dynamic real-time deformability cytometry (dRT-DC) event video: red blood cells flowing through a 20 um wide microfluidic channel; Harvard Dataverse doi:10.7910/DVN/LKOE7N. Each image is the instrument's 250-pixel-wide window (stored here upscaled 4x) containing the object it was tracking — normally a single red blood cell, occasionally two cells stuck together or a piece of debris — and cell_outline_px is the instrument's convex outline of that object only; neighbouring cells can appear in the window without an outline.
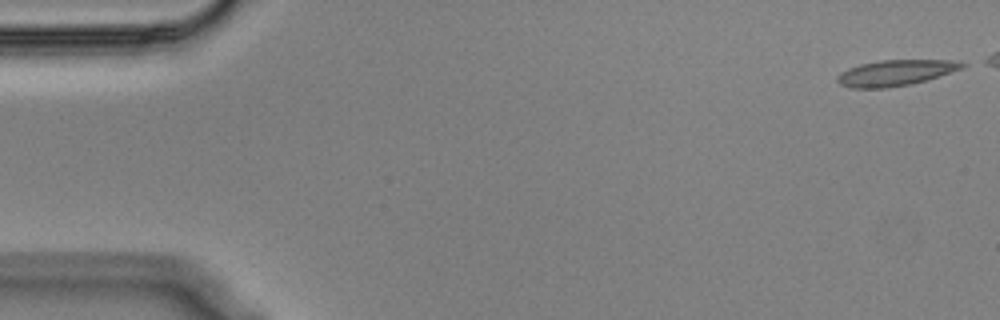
{"species": "Egyptian fruit bat (a non-hibernating species)", "species_latin": "Rousettus aegyptiacus", "temperature_condition": "cold", "stored_images_in_passage": 48, "camera_frame_rate_fps": 3000, "um_per_image_px": 0.085, "animal": {"sex": "male"}, "frame": {"image": 1, "passage_image": 1, "time_ms": 0.0, "image_size_px": [1000, 320], "cell_outline_px": [[968, 64], [964, 68], [912, 84], [884, 88], [852, 88], [840, 84], [836, 80], [836, 76], [840, 72], [848, 68], [860, 64], [880, 60], [952, 60]], "centroid_in_image_um": [76.1, 6.19], "position_along_channel_um": 8.9, "area_um2": 18.79}}
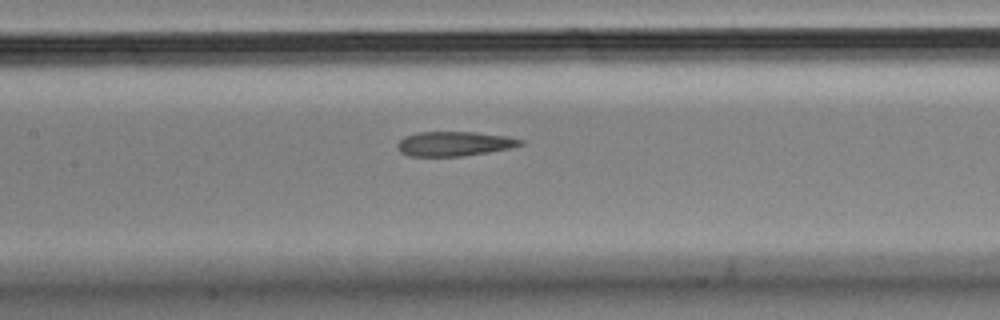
{"frame": {"image": 2, "passage_image": 25, "time_ms": 8.0, "image_size_px": [1000, 320], "cell_outline_px": [[524, 144], [508, 148], [488, 152], [464, 156], [408, 156], [400, 152], [396, 148], [396, 144], [404, 136], [416, 132], [476, 132], [508, 136], [524, 140]], "centroid_in_image_um": [38.58, 12.21], "position_along_channel_um": 168.8, "area_um2": 17.74}}
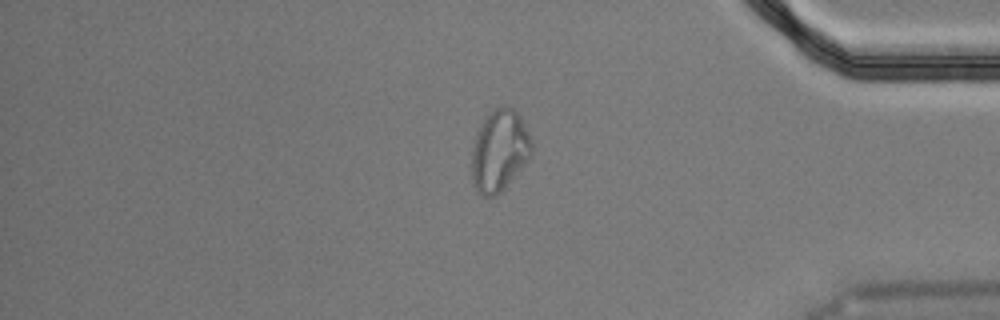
{"frame": {"image": 3, "passage_image": 46, "time_ms": 15.0, "image_size_px": [1000, 320], "cell_outline_px": [[532, 156], [504, 188], [496, 196], [480, 196], [476, 192], [472, 180], [472, 148], [476, 136], [484, 116], [492, 108], [504, 104], [508, 104], [520, 116], [532, 140]], "centroid_in_image_um": [42.45, 12.78], "position_along_channel_um": 392.8, "area_um2": 28.84}}